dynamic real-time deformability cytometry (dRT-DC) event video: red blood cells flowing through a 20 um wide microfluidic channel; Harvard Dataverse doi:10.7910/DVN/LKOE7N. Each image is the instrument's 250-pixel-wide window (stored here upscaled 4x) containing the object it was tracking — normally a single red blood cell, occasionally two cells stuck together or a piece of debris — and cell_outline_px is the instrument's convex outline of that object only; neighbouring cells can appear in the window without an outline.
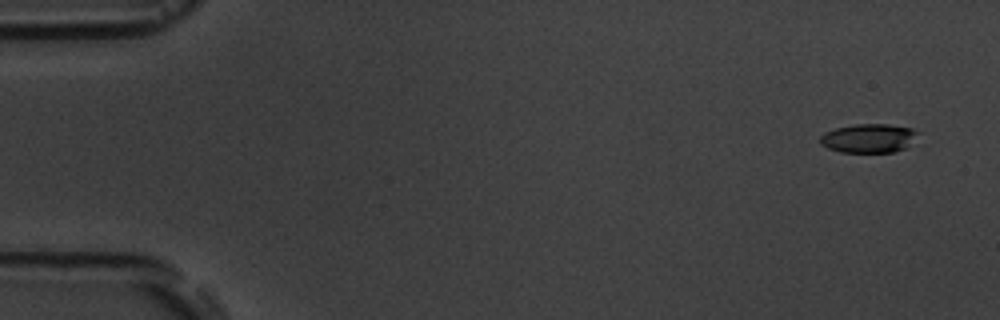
{"species": "common noctule bat (a hibernating species)", "species_latin": "Nyctalus noctula", "temperature_condition": "room temperature", "stored_images_in_passage": 3, "camera_frame_rate_fps": 3000, "um_per_image_px": 0.085, "animal": {"sex": "male", "body_mass_g": 19.5, "forearm_length_mm": 54.6}, "frame": {"image": 1, "passage_image": 1, "time_ms": 0.0, "image_size_px": [1000, 320], "cell_outline_px": [[920, 132], [908, 148], [896, 152], [840, 152], [828, 148], [820, 144], [820, 136], [824, 132], [836, 128], [856, 124], [888, 124], [912, 128]], "centroid_in_image_um": [73.87, 11.75], "position_along_channel_um": 11.1, "area_um2": 16.7}}